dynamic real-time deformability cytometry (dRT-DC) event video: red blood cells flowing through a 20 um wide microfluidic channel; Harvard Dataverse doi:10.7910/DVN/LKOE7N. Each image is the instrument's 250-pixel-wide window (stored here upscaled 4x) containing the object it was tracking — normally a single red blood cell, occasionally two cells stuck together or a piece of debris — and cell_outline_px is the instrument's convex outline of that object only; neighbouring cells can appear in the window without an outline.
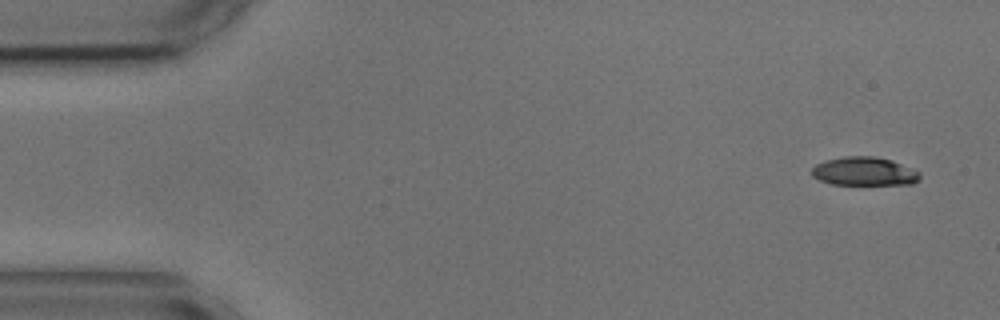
{"species": "common noctule bat (a hibernating species)", "species_latin": "Nyctalus noctula", "temperature_condition": "cold", "stored_images_in_passage": 7, "camera_frame_rate_fps": 3000, "um_per_image_px": 0.085, "animal": {"sex": "male", "body_mass_g": 17.9, "forearm_length_mm": 54.2}, "frame": {"image": 1, "passage_image": 1, "time_ms": 0.0, "image_size_px": [1000, 320], "cell_outline_px": [[920, 180], [912, 184], [832, 184], [820, 180], [812, 176], [812, 168], [816, 164], [824, 160], [844, 156], [876, 156], [892, 160], [920, 172]], "centroid_in_image_um": [73.46, 14.56], "position_along_channel_um": 11.5, "area_um2": 18.03}}
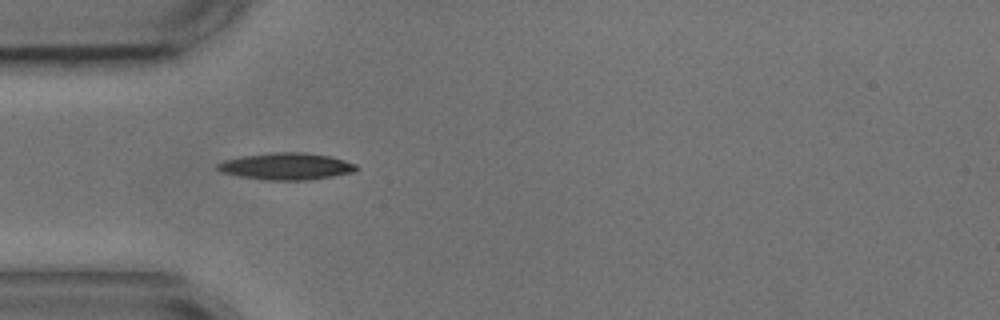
{"frame": {"image": 2, "passage_image": 4, "time_ms": 4.333, "image_size_px": [1000, 320], "cell_outline_px": [[356, 172], [332, 176], [304, 180], [264, 180], [240, 176], [224, 172], [216, 168], [216, 164], [224, 160], [240, 156], [272, 152], [304, 152], [328, 156], [344, 160], [356, 164]], "centroid_in_image_um": [24.32, 14.13], "position_along_channel_um": 60.7, "area_um2": 21.62}}